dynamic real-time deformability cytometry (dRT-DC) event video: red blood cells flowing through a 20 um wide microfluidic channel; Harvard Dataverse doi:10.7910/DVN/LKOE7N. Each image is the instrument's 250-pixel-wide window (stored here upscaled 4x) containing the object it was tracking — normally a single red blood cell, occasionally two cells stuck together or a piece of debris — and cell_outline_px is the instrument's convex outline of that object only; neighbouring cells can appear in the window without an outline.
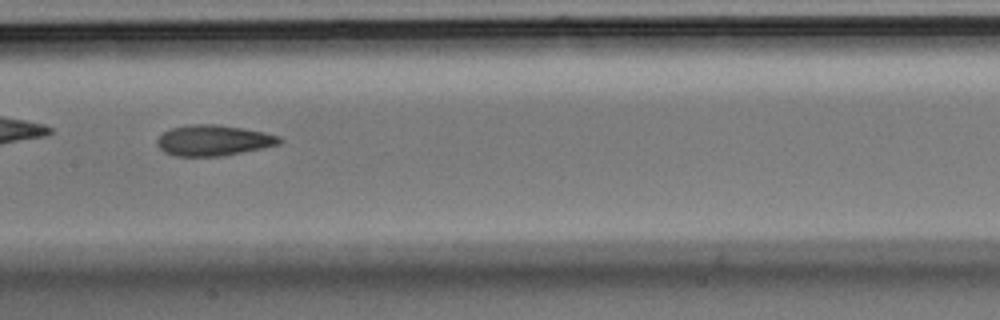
{"species": "Egyptian fruit bat (a non-hibernating species)", "species_latin": "Rousettus aegyptiacus", "temperature_condition": "room temperature", "stored_images_in_passage": 40, "camera_frame_rate_fps": 3000, "um_per_image_px": 0.085, "animal": {"sex": "male"}, "frame": {"image": 1, "passage_image": 12, "time_ms": 3.667, "image_size_px": [1000, 320], "cell_outline_px": [[284, 140], [280, 144], [220, 156], [176, 156], [164, 152], [156, 144], [156, 140], [164, 132], [172, 128], [188, 124], [216, 124], [244, 128], [264, 132], [280, 136]], "centroid_in_image_um": [18.14, 11.92], "position_along_channel_um": 189.3, "area_um2": 21.85}, "authors_computed_cell_mechanics": {"area_um2": 22.1952, "velocity_mm_per_s": 3.6179, "shape_relaxation_time_tau1_ms": null, "shape_relaxation_time_tau2_ms": 2.7038, "deformation_change_tau1": null, "deformation_change_tau2": 0.1121}}